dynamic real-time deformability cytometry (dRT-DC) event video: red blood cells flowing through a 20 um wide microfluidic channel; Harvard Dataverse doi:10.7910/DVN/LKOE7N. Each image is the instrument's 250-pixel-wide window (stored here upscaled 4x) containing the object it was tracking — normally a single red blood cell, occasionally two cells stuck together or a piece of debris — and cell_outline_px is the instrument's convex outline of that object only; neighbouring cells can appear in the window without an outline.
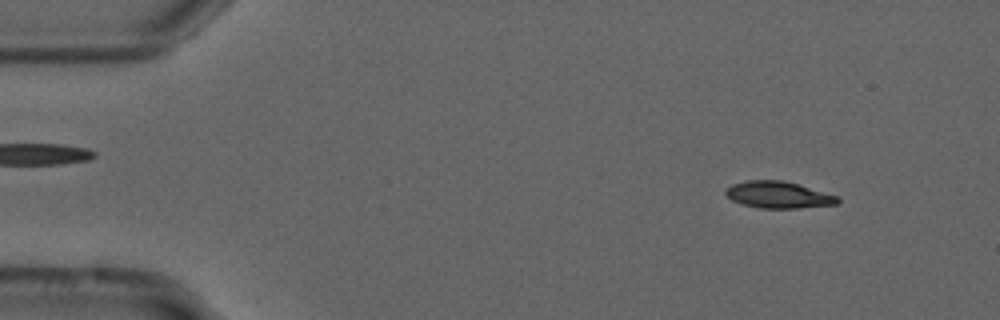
{"species": "common noctule bat (a hibernating species)", "species_latin": "Nyctalus noctula", "temperature_condition": "cold", "stored_images_in_passage": 54, "camera_frame_rate_fps": 3000, "um_per_image_px": 0.085, "animal": {"sex": "male", "forearm_length_mm": 52.5}, "frame": {"image": 1, "passage_image": 5, "time_ms": 1.333, "image_size_px": [1000, 320], "cell_outline_px": [[840, 200], [836, 204], [800, 208], [760, 208], [744, 204], [732, 200], [724, 192], [732, 184], [744, 180], [784, 180], [840, 196]], "centroid_in_image_um": [66.19, 16.55], "position_along_channel_um": 18.8, "area_um2": 17.46}}
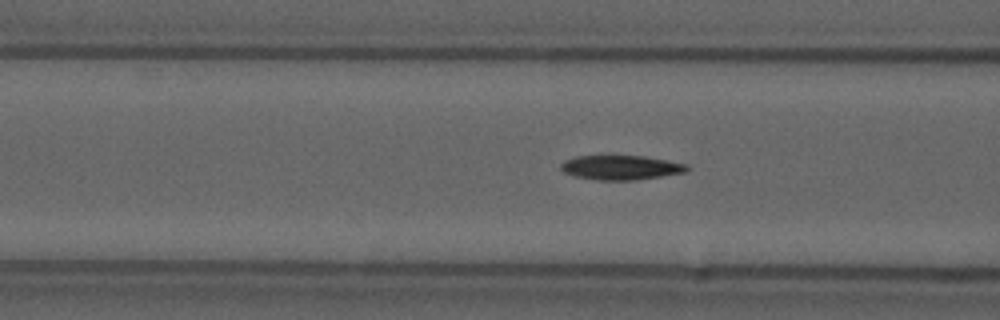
{"frame": {"image": 2, "passage_image": 20, "time_ms": 6.333, "image_size_px": [1000, 320], "cell_outline_px": [[688, 168], [684, 172], [636, 180], [596, 180], [576, 176], [564, 172], [560, 168], [560, 164], [564, 160], [576, 156], [612, 152], [644, 156], [688, 164]], "centroid_in_image_um": [52.7, 14.18], "position_along_channel_um": 113.9, "area_um2": 18.79}}
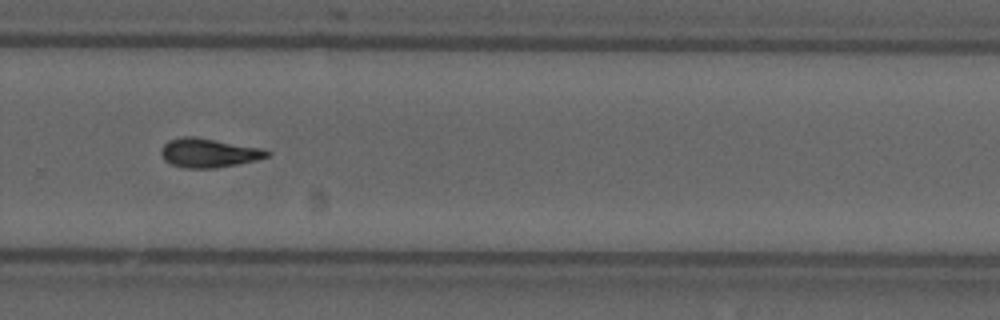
{"frame": {"image": 3, "passage_image": 36, "time_ms": 11.667, "image_size_px": [1000, 320], "cell_outline_px": [[272, 156], [256, 160], [216, 168], [184, 168], [172, 164], [164, 160], [160, 152], [164, 144], [168, 140], [184, 136], [196, 136], [264, 148], [272, 152]], "centroid_in_image_um": [17.78, 12.98], "position_along_channel_um": 312.0, "area_um2": 18.21}, "authors_computed_cell_mechanics": {"area_um2": 17.5423, "velocity_mm_per_s": 3.7251, "shape_relaxation_time_tau1_ms": 9.5478, "shape_relaxation_time_tau2_ms": 7.9826, "deformation_change_tau1": 0.1931, "deformation_change_tau2": 0.1781}}